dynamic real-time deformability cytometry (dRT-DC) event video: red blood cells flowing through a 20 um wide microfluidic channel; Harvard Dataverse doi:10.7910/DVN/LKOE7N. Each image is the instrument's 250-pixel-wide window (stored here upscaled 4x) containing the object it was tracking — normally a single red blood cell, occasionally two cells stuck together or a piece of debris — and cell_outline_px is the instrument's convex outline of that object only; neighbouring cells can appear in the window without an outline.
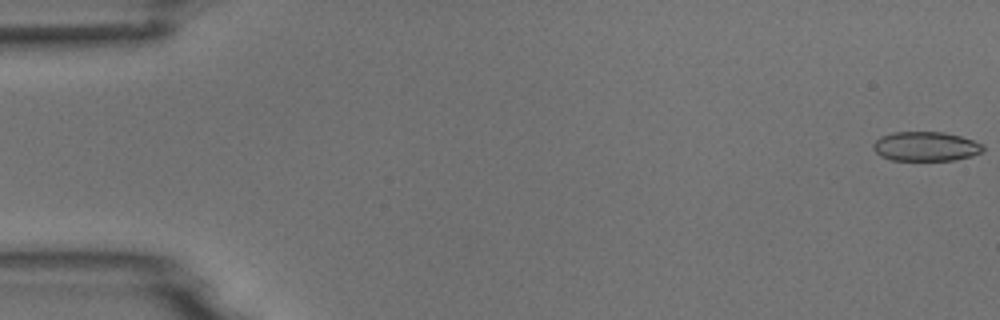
{"species": "common noctule bat (a hibernating species)", "species_latin": "Nyctalus noctula", "temperature_condition": "room temperature", "stored_images_in_passage": 2, "segment_of_instrument_passage": [2, 2], "camera_frame_rate_fps": 3000, "um_per_image_px": 0.085, "animal": {"sex": "male", "body_mass_g": 18.8}, "frame": {"image": 1, "passage_image": 2, "time_ms": 2.0, "image_size_px": [1000, 320], "cell_outline_px": [[984, 152], [972, 156], [956, 160], [892, 160], [880, 156], [872, 148], [872, 144], [880, 136], [892, 132], [944, 132], [960, 136], [984, 144]], "centroid_in_image_um": [78.7, 12.44], "position_along_channel_um": 6.3, "area_um2": 19.02}}